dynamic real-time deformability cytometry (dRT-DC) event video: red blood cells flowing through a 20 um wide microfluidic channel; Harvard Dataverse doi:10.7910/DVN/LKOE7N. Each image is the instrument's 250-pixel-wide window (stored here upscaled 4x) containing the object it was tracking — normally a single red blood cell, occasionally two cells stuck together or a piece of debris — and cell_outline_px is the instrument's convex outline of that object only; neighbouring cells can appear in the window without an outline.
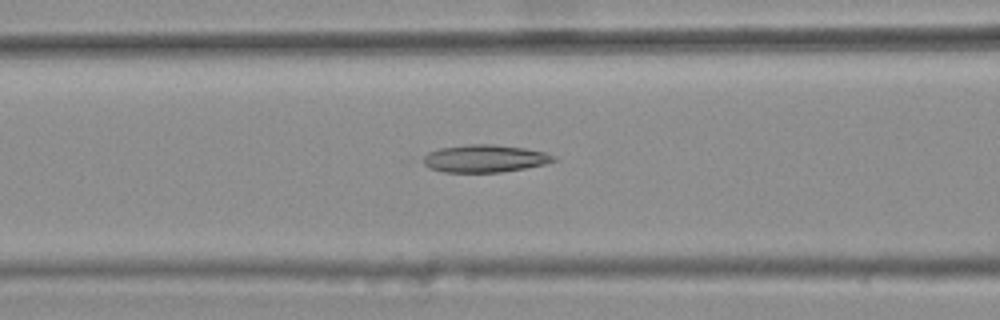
{"species": "common noctule bat (a hibernating species)", "species_latin": "Nyctalus noctula", "temperature_condition": "warm", "stored_images_in_passage": 47, "camera_frame_rate_fps": 3000, "um_per_image_px": 0.085, "animal": {"sex": "female", "body_mass_g": 25.1}, "frame": {"image": 1, "passage_image": 21, "time_ms": 6.667, "image_size_px": [1000, 320], "cell_outline_px": [[556, 160], [544, 164], [524, 168], [500, 172], [444, 172], [428, 168], [412, 160], [428, 152], [440, 148], [464, 144], [492, 144], [524, 148], [544, 152], [556, 156]], "centroid_in_image_um": [41.03, 13.47], "position_along_channel_um": 125.6, "area_um2": 21.44}}
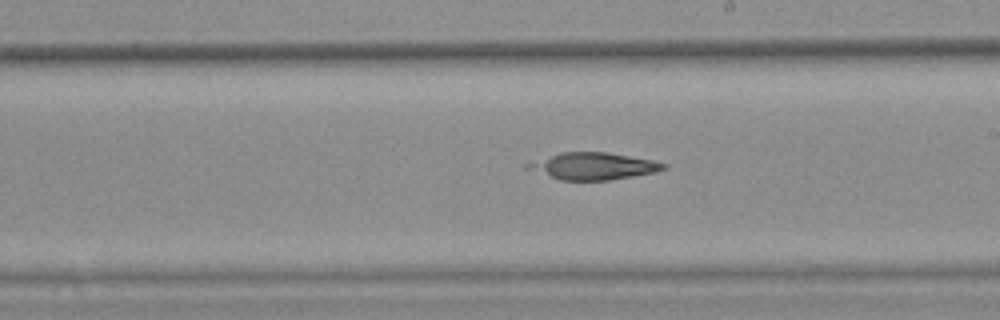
{"frame": {"image": 2, "passage_image": 30, "time_ms": 9.667, "image_size_px": [1000, 320], "cell_outline_px": [[668, 168], [652, 172], [632, 176], [608, 180], [560, 180], [552, 176], [540, 168], [540, 164], [552, 156], [560, 152], [608, 152], [652, 160], [668, 164]], "centroid_in_image_um": [50.81, 14.11], "position_along_channel_um": 238.2, "area_um2": 19.48}}
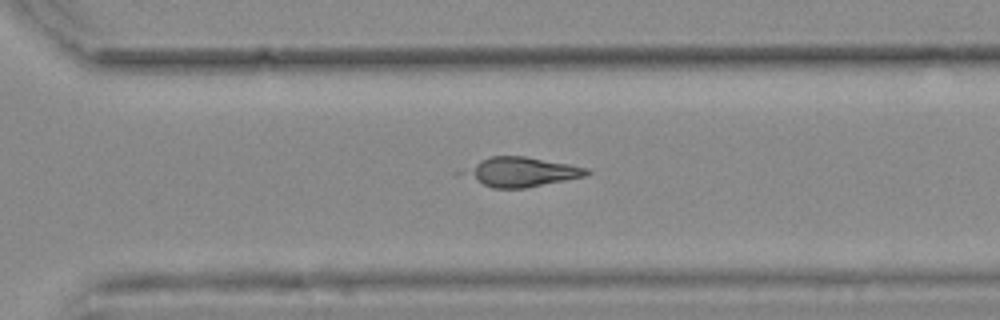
{"frame": {"image": 3, "passage_image": 37, "time_ms": 12.0, "image_size_px": [1000, 320], "cell_outline_px": [[592, 172], [584, 176], [524, 188], [492, 188], [484, 184], [468, 172], [480, 160], [488, 156], [524, 156], [568, 164], [588, 168]], "centroid_in_image_um": [44.47, 14.6], "position_along_channel_um": 326.1, "area_um2": 19.88}}